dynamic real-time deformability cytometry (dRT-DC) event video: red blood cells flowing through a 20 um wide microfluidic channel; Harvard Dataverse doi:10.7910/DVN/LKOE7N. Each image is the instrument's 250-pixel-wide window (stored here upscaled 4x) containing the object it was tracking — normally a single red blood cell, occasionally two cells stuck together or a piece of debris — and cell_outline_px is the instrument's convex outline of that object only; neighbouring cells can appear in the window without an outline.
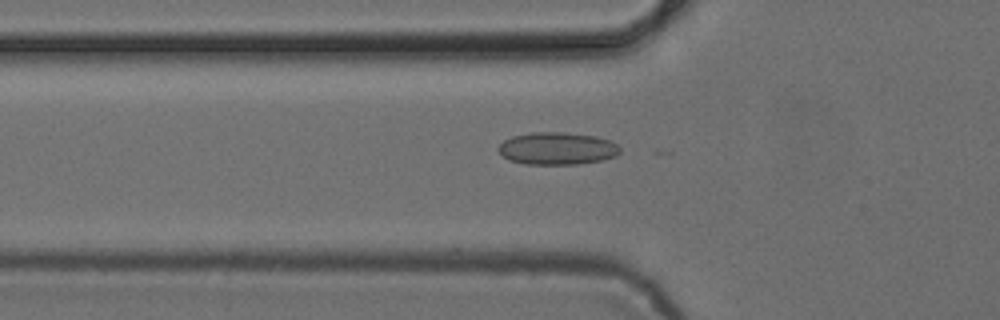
{"species": "common noctule bat (a hibernating species)", "species_latin": "Nyctalus noctula", "temperature_condition": "cold", "stored_images_in_passage": 34, "camera_frame_rate_fps": 3000, "um_per_image_px": 0.085, "animal": {"sex": "female", "body_mass_g": 24.6, "forearm_length_mm": 56.2}, "frame": {"image": 1, "passage_image": 3, "time_ms": 0.667, "image_size_px": [1000, 320], "cell_outline_px": [[620, 152], [616, 156], [600, 160], [576, 164], [524, 164], [508, 160], [496, 148], [504, 140], [512, 136], [532, 132], [564, 132], [596, 136], [608, 140], [616, 144], [620, 148]], "centroid_in_image_um": [47.33, 12.61], "position_along_channel_um": 78.5, "area_um2": 22.95}}
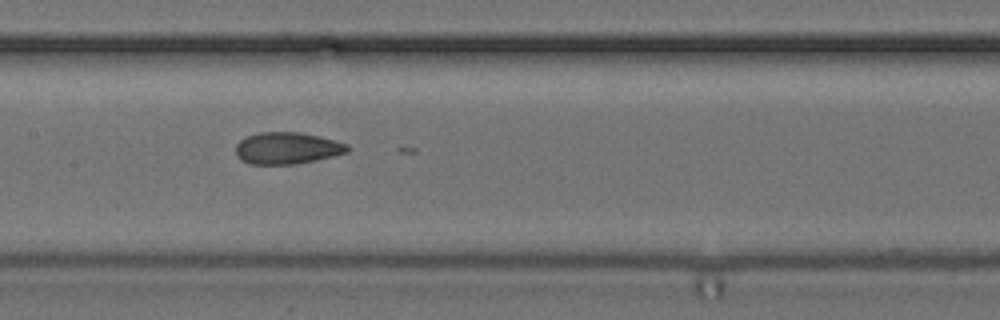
{"frame": {"image": 2, "passage_image": 11, "time_ms": 3.333, "image_size_px": [1000, 320], "cell_outline_px": [[348, 152], [332, 156], [292, 164], [248, 164], [240, 160], [236, 156], [236, 144], [240, 140], [248, 136], [260, 132], [296, 132], [336, 140], [348, 144]], "centroid_in_image_um": [24.36, 12.59], "position_along_channel_um": 183.0, "area_um2": 20.46}}
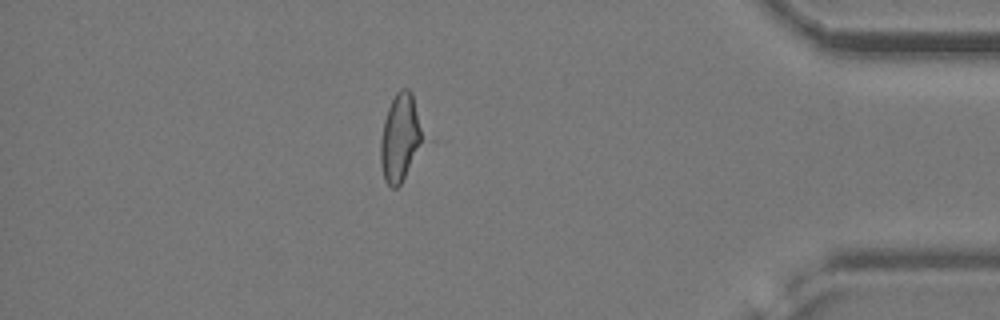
{"frame": {"image": 3, "passage_image": 31, "time_ms": 10.0, "image_size_px": [1000, 320], "cell_outline_px": [[424, 140], [400, 184], [396, 188], [392, 188], [384, 180], [380, 164], [380, 140], [384, 120], [388, 108], [396, 92], [400, 88], [408, 88], [412, 92], [424, 136]], "centroid_in_image_um": [34.0, 11.68], "position_along_channel_um": 401.2, "area_um2": 21.5}}